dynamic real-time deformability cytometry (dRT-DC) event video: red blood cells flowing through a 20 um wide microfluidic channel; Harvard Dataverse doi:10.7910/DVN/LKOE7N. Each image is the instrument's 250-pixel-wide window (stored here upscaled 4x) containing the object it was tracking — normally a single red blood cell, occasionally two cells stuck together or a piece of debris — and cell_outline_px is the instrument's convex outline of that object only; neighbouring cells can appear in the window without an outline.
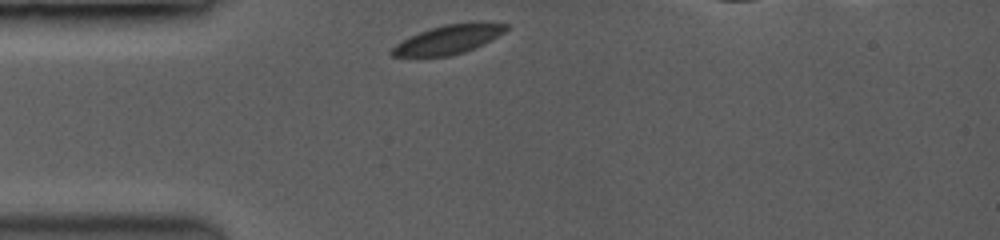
{"species": "common noctule bat (a hibernating species)", "species_latin": "Nyctalus noctula", "temperature_condition": "room temperature", "stored_images_in_passage": 47, "camera_frame_rate_fps": 3500, "um_per_image_px": 0.085, "animal": {"sex": "female", "body_mass_g": 19.0, "forearm_length_mm": 53.3}, "frame": {"image": 1, "passage_image": 1, "time_ms": 0.0, "image_size_px": [1000, 240], "cell_outline_px": [[512, 24], [504, 32], [464, 52], [448, 56], [392, 56], [388, 52], [396, 44], [420, 32], [444, 24], [476, 20]], "centroid_in_image_um": [38.16, 3.31], "position_along_channel_um": 46.8, "area_um2": 19.19}}
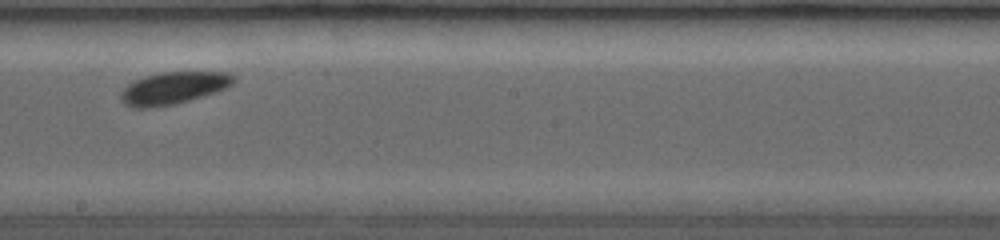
{"frame": {"image": 2, "passage_image": 26, "time_ms": 5.143, "image_size_px": [1000, 240], "cell_outline_px": [[236, 80], [232, 84], [224, 88], [200, 96], [172, 104], [140, 108], [128, 104], [124, 100], [124, 88], [128, 84], [144, 76], [156, 72], [228, 72], [236, 76]], "centroid_in_image_um": [14.81, 7.43], "position_along_channel_um": 233.4, "area_um2": 20.29}}
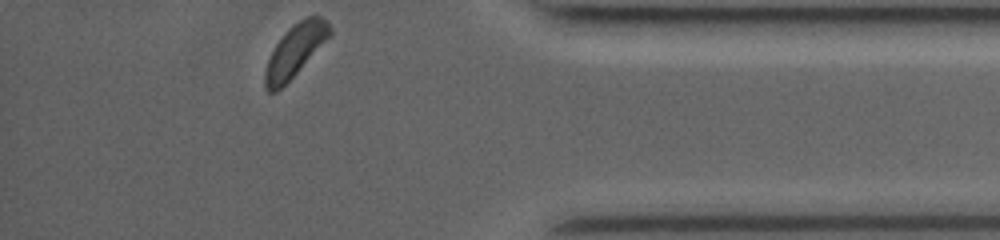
{"frame": {"image": 3, "passage_image": 47, "time_ms": 10.0, "image_size_px": [1000, 240], "cell_outline_px": [[332, 32], [296, 72], [276, 92], [268, 92], [264, 88], [264, 72], [268, 60], [276, 44], [284, 32], [292, 24], [304, 16], [320, 16], [328, 24]], "centroid_in_image_um": [25.02, 4.28], "position_along_channel_um": 410.2, "area_um2": 19.02}, "authors_computed_cell_mechanics": {"area_um2": 19.9988, "velocity_mm_per_s": 3.9383, "shape_relaxation_time_tau1_ms": 11.0692, "shape_relaxation_time_tau2_ms": 2.8124, "deformation_change_tau1": 0.2864, "deformation_change_tau2": 0.051}}